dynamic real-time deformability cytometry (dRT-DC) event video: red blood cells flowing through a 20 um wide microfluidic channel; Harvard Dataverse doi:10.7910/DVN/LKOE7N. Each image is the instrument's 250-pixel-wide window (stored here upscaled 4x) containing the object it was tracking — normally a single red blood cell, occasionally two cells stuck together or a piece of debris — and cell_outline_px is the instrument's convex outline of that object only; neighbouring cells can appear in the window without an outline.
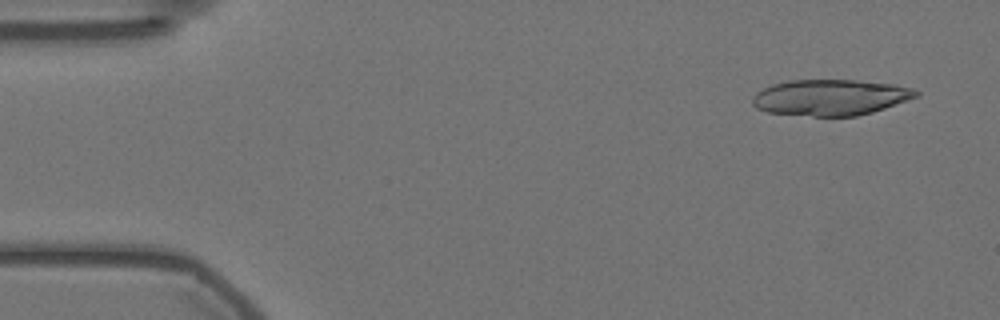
{"species": "Egyptian fruit bat (a non-hibernating species)", "species_latin": "Rousettus aegyptiacus", "temperature_condition": "warm", "stored_images_in_passage": 18, "camera_frame_rate_fps": 3000, "um_per_image_px": 0.085, "animal": {"sex": "female"}, "frame": {"image": 1, "passage_image": 3, "time_ms": 0.667, "image_size_px": [1000, 320], "cell_outline_px": [[920, 96], [872, 112], [856, 116], [812, 116], [768, 112], [756, 108], [752, 104], [752, 96], [756, 92], [772, 84], [788, 80], [856, 80], [892, 84], [916, 88], [920, 92]], "centroid_in_image_um": [70.6, 8.27], "position_along_channel_um": 14.4, "area_um2": 34.45}}